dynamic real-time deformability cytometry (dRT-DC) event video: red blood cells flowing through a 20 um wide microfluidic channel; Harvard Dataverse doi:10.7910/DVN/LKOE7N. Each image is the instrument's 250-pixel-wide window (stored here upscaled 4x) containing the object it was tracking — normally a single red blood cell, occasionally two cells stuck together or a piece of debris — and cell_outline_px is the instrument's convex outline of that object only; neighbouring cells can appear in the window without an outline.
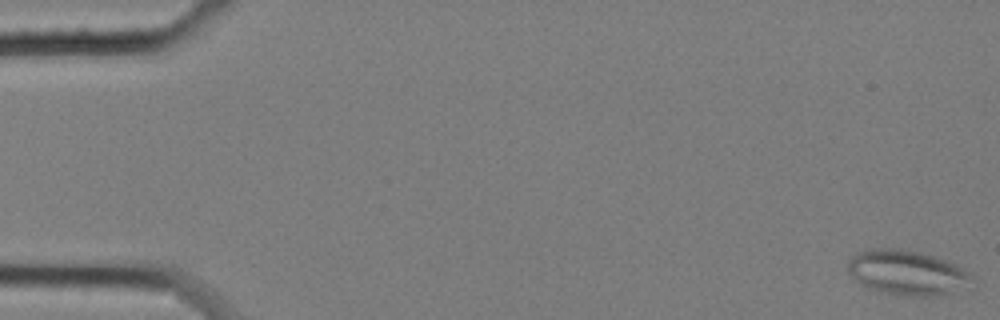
{"species": "common noctule bat (a hibernating species)", "species_latin": "Nyctalus noctula", "temperature_condition": "cold", "stored_images_in_passage": 14, "camera_frame_rate_fps": 3000, "um_per_image_px": 0.085, "animal": {"sex": "female", "body_mass_g": 25.1}, "frame": {"image": 1, "passage_image": 1, "time_ms": 0.0, "image_size_px": [1000, 320], "cell_outline_px": [[976, 280], [972, 288], [936, 296], [912, 296], [880, 292], [868, 288], [856, 280], [848, 272], [848, 260], [856, 252], [872, 248], [900, 248], [936, 256], [956, 264], [964, 268]], "centroid_in_image_um": [77.17, 23.18], "position_along_channel_um": 7.8, "area_um2": 33.06}}